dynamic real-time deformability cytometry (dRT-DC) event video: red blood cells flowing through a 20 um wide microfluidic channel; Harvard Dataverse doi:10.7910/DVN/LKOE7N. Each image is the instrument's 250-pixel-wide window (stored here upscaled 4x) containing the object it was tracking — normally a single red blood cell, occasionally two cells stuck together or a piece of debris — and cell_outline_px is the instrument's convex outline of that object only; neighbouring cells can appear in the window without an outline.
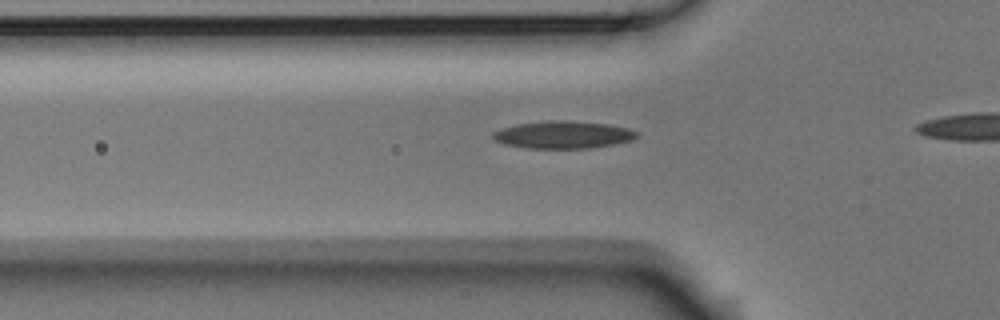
{"species": "Egyptian fruit bat (a non-hibernating species)", "species_latin": "Rousettus aegyptiacus", "temperature_condition": "room temperature", "stored_images_in_passage": 34, "camera_frame_rate_fps": 3000, "um_per_image_px": 0.085, "animal": {"sex": "male"}, "frame": {"image": 1, "passage_image": 4, "time_ms": 1.0, "image_size_px": [1000, 320], "cell_outline_px": [[636, 136], [632, 140], [612, 144], [588, 148], [524, 148], [504, 144], [492, 140], [492, 132], [516, 124], [548, 120], [568, 120], [608, 124], [628, 128], [636, 132]], "centroid_in_image_um": [47.8, 11.45], "position_along_channel_um": 78.0, "area_um2": 22.95}}
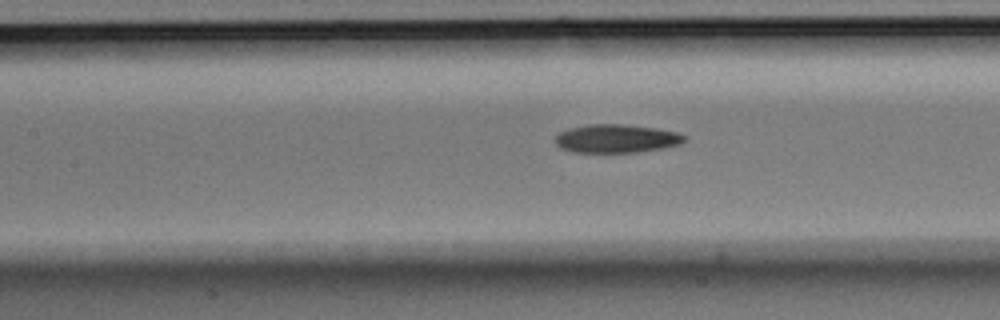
{"frame": {"image": 2, "passage_image": 10, "time_ms": 3.0, "image_size_px": [1000, 320], "cell_outline_px": [[684, 140], [680, 144], [664, 148], [636, 152], [572, 152], [560, 148], [556, 144], [556, 136], [560, 132], [568, 128], [588, 124], [620, 124], [656, 128], [676, 132], [684, 136]], "centroid_in_image_um": [52.36, 11.78], "position_along_channel_um": 155.0, "area_um2": 21.27}}
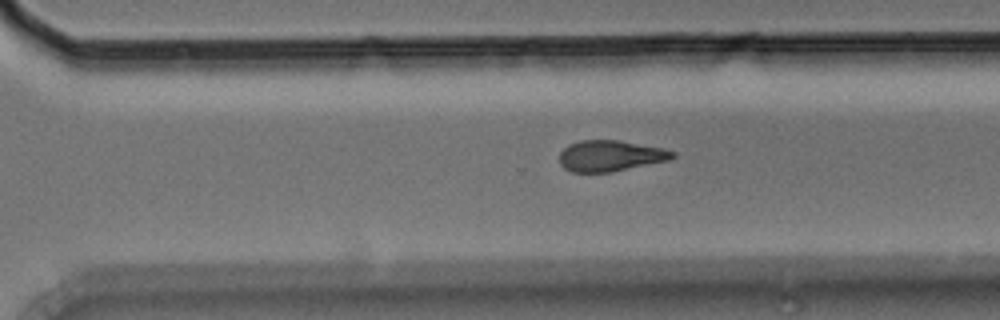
{"frame": {"image": 3, "passage_image": 23, "time_ms": 7.333, "image_size_px": [1000, 320], "cell_outline_px": [[676, 156], [672, 160], [612, 172], [572, 172], [564, 168], [560, 164], [560, 152], [568, 144], [580, 140], [620, 140], [664, 148], [676, 152]], "centroid_in_image_um": [51.93, 13.24], "position_along_channel_um": 318.7, "area_um2": 20.75}, "authors_computed_cell_mechanics": {"area_um2": 21.1548, "velocity_mm_per_s": 3.7902, "shape_relaxation_time_tau1_ms": 6.1268, "shape_relaxation_time_tau2_ms": 6.2699, "deformation_change_tau1": 0.176, "deformation_change_tau2": 0.1595}}